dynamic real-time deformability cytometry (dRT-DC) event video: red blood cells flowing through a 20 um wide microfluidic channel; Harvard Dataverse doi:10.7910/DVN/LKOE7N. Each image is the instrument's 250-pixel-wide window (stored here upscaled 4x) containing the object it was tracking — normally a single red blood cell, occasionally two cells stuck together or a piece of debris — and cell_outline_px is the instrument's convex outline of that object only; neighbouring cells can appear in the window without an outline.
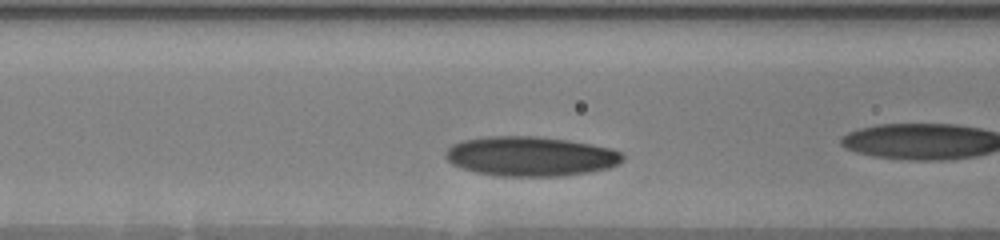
{"species": "human", "species_latin": "Homo sapiens", "temperature_condition": "warm", "stored_images_in_passage": 16, "camera_frame_rate_fps": 3000, "um_per_image_px": 0.085, "donor": {"sex": "male"}, "frame": {"image": 1, "passage_image": 14, "time_ms": 2.0, "image_size_px": [1000, 240], "cell_outline_px": [[624, 160], [620, 164], [608, 168], [592, 172], [560, 176], [500, 176], [476, 172], [460, 168], [452, 164], [444, 156], [448, 148], [452, 144], [464, 140], [488, 136], [536, 136], [568, 140], [612, 148], [624, 152]], "centroid_in_image_um": [45.14, 13.29], "position_along_channel_um": 121.5, "area_um2": 41.21}}